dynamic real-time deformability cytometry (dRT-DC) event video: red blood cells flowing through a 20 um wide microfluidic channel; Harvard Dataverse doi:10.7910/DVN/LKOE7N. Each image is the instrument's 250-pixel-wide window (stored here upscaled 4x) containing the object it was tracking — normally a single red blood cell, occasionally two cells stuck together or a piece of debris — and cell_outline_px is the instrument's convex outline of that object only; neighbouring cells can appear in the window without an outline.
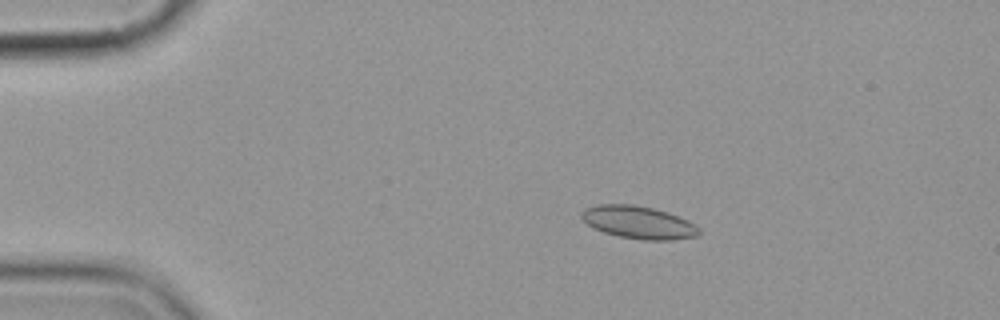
{"species": "common noctule bat (a hibernating species)", "species_latin": "Nyctalus noctula", "temperature_condition": "cold", "stored_images_in_passage": 7, "camera_frame_rate_fps": 3000, "um_per_image_px": 0.085, "animal": {"sex": "female", "body_mass_g": 19.9}, "frame": {"image": 1, "passage_image": 4, "time_ms": 3.333, "image_size_px": [1000, 320], "cell_outline_px": [[700, 232], [696, 236], [672, 240], [644, 240], [620, 236], [604, 232], [592, 228], [580, 216], [580, 212], [584, 208], [600, 204], [632, 204], [652, 208], [688, 220], [700, 228]], "centroid_in_image_um": [54.24, 18.9], "position_along_channel_um": 30.8, "area_um2": 22.2}}
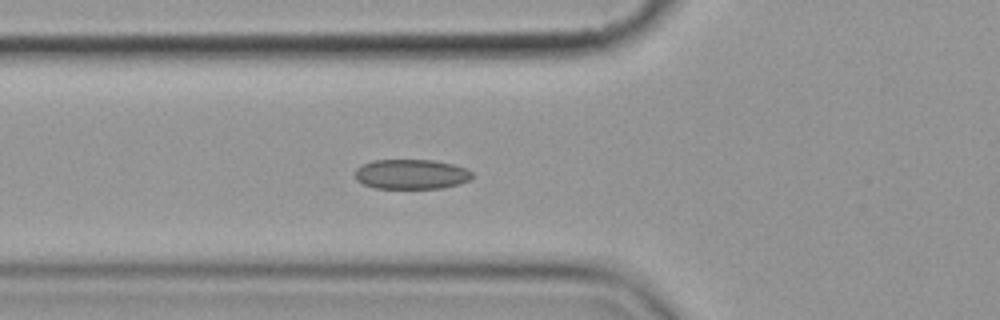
{"frame": {"image": 2, "passage_image": 7, "time_ms": 6.667, "image_size_px": [1000, 320], "cell_outline_px": [[472, 176], [468, 180], [460, 184], [440, 188], [376, 188], [364, 184], [356, 180], [356, 168], [372, 160], [432, 160], [452, 164], [464, 168], [472, 172]], "centroid_in_image_um": [34.95, 14.81], "position_along_channel_um": 90.9, "area_um2": 20.17}}